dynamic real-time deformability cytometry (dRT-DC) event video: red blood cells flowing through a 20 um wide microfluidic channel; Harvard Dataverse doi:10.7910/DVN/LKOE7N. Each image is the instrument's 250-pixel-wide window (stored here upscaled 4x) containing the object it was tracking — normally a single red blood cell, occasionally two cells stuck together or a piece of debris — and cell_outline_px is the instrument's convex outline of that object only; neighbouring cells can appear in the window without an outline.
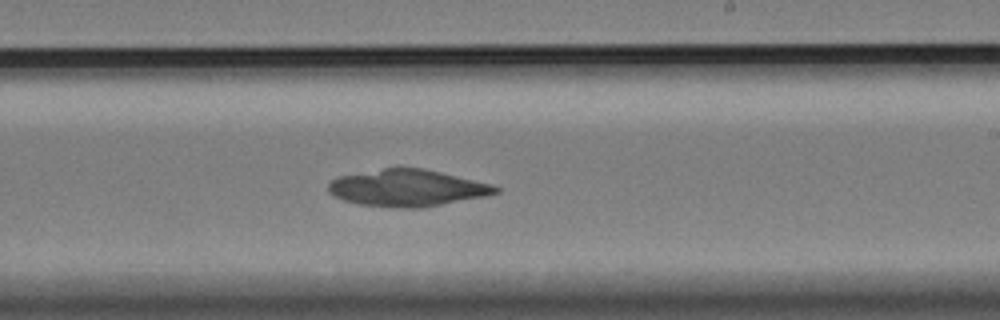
{"species": "Egyptian fruit bat (a non-hibernating species)", "species_latin": "Rousettus aegyptiacus", "temperature_condition": "cold", "stored_images_in_passage": 51, "camera_frame_rate_fps": 3000, "um_per_image_px": 0.085, "animal": {"sex": "female"}, "frame": {"image": 1, "passage_image": 27, "time_ms": 8.667, "image_size_px": [1000, 320], "cell_outline_px": [[500, 192], [488, 196], [420, 208], [400, 208], [356, 204], [332, 196], [328, 192], [328, 184], [332, 180], [340, 176], [384, 168], [420, 168], [440, 172], [492, 184], [500, 188]], "centroid_in_image_um": [34.62, 15.99], "position_along_channel_um": 254.4, "area_um2": 35.78}}
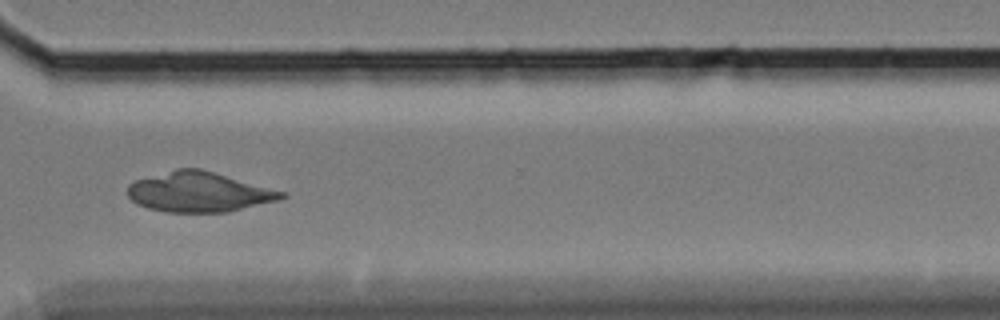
{"frame": {"image": 2, "passage_image": 36, "time_ms": 11.667, "image_size_px": [1000, 320], "cell_outline_px": [[288, 196], [280, 200], [228, 212], [164, 212], [148, 208], [136, 204], [128, 196], [128, 184], [136, 180], [176, 168], [200, 168], [288, 192]], "centroid_in_image_um": [16.96, 16.32], "position_along_channel_um": 353.6, "area_um2": 36.18}}
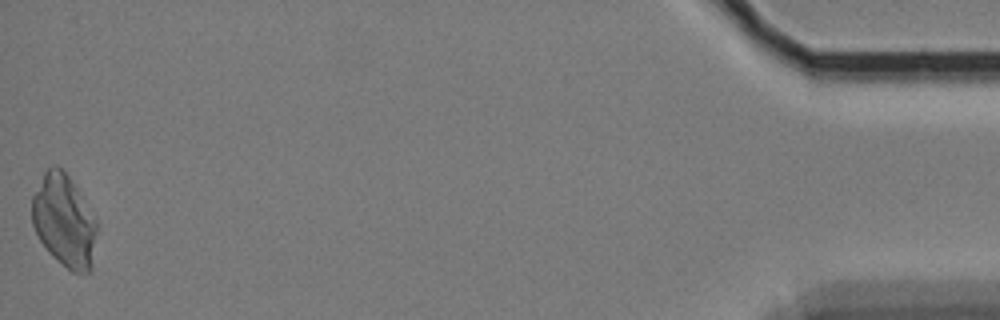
{"frame": {"image": 3, "passage_image": 51, "time_ms": 16.667, "image_size_px": [1000, 320], "cell_outline_px": [[96, 232], [92, 268], [88, 272], [72, 272], [52, 256], [48, 252], [40, 240], [32, 224], [32, 196], [44, 172], [52, 164], [56, 164], [68, 176], [76, 188], [96, 220]], "centroid_in_image_um": [5.43, 18.78], "position_along_channel_um": 429.8, "area_um2": 34.45}}